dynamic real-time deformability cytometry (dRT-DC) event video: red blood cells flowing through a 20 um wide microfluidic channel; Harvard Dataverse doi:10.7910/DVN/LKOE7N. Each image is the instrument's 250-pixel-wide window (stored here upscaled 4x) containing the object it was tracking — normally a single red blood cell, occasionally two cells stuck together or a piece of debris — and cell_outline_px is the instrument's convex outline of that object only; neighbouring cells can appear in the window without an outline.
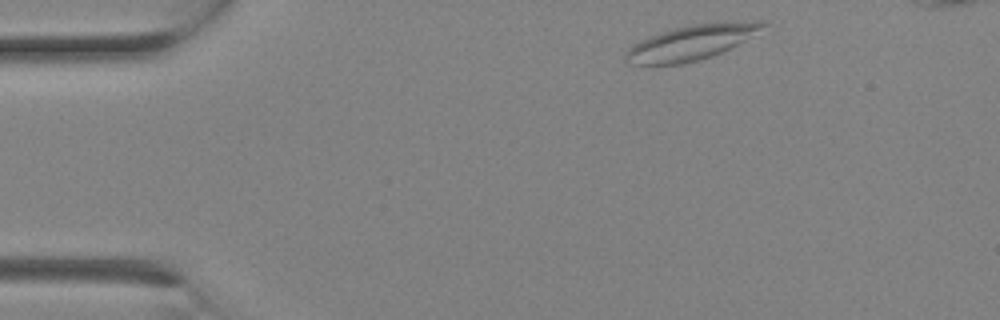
{"species": "Egyptian fruit bat (a non-hibernating species)", "species_latin": "Rousettus aegyptiacus", "temperature_condition": "room temperature", "stored_images_in_passage": 2, "camera_frame_rate_fps": 3000, "um_per_image_px": 0.085, "animal": {"sex": "female"}, "frame": {"image": 1, "passage_image": 1, "time_ms": 0.0, "image_size_px": [1000, 320], "cell_outline_px": [[768, 24], [760, 36], [712, 56], [700, 60], [680, 64], [632, 64], [624, 56], [628, 48], [632, 44], [648, 36], [676, 28], [692, 24], [756, 20], [764, 20]], "centroid_in_image_um": [58.92, 3.59], "position_along_channel_um": 26.1, "area_um2": 28.44}}